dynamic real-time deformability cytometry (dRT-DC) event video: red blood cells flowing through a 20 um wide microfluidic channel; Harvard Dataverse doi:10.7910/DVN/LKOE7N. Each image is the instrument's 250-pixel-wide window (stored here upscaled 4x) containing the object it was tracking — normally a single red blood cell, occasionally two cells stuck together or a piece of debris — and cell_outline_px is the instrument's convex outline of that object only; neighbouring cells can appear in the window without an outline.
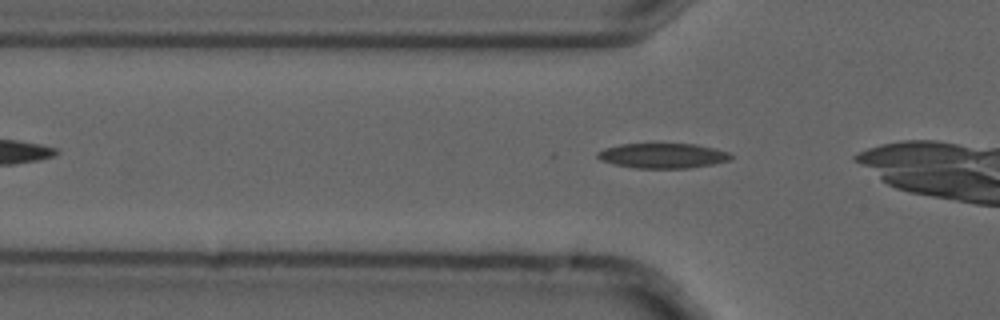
{"species": "common noctule bat (a hibernating species)", "species_latin": "Nyctalus noctula", "temperature_condition": "cold", "stored_images_in_passage": 4, "camera_frame_rate_fps": 3000, "um_per_image_px": 0.085, "animal": {"sex": "male", "forearm_length_mm": 52.5}, "frame": {"image": 1, "passage_image": 4, "time_ms": 1.0, "image_size_px": [1000, 320], "cell_outline_px": [[732, 156], [728, 160], [712, 164], [688, 168], [632, 168], [612, 164], [600, 160], [596, 156], [596, 152], [604, 148], [620, 144], [696, 144], [716, 148], [728, 152]], "centroid_in_image_um": [56.28, 13.23], "position_along_channel_um": 69.5, "area_um2": 19.48}}